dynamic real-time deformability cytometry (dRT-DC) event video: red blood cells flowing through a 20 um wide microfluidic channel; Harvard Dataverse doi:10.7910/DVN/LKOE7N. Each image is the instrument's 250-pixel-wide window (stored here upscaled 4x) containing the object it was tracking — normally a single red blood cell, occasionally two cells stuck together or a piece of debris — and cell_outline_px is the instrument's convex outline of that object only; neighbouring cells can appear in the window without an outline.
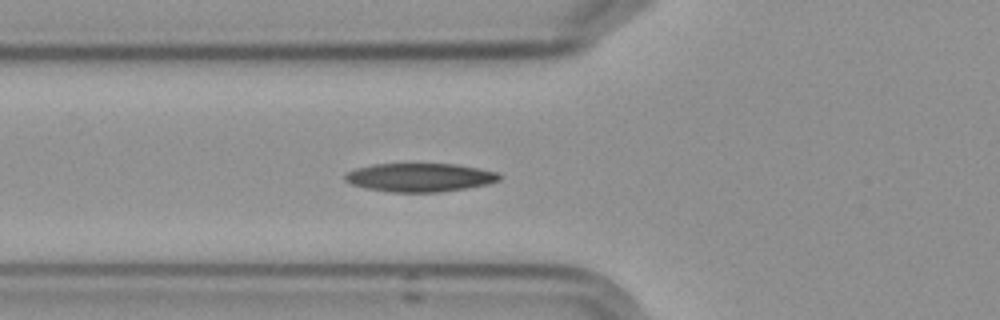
{"species": "Egyptian fruit bat (a non-hibernating species)", "species_latin": "Rousettus aegyptiacus", "temperature_condition": "cold", "stored_images_in_passage": 7, "camera_frame_rate_fps": 3000, "um_per_image_px": 0.085, "frame": {"image": 1, "passage_image": 7, "time_ms": 7.0, "image_size_px": [1000, 320], "cell_outline_px": [[504, 176], [500, 180], [488, 184], [468, 188], [440, 192], [392, 192], [364, 188], [352, 184], [344, 180], [344, 176], [348, 172], [356, 168], [372, 164], [456, 164], [496, 172]], "centroid_in_image_um": [35.69, 15.09], "position_along_channel_um": 90.1, "area_um2": 25.72}}